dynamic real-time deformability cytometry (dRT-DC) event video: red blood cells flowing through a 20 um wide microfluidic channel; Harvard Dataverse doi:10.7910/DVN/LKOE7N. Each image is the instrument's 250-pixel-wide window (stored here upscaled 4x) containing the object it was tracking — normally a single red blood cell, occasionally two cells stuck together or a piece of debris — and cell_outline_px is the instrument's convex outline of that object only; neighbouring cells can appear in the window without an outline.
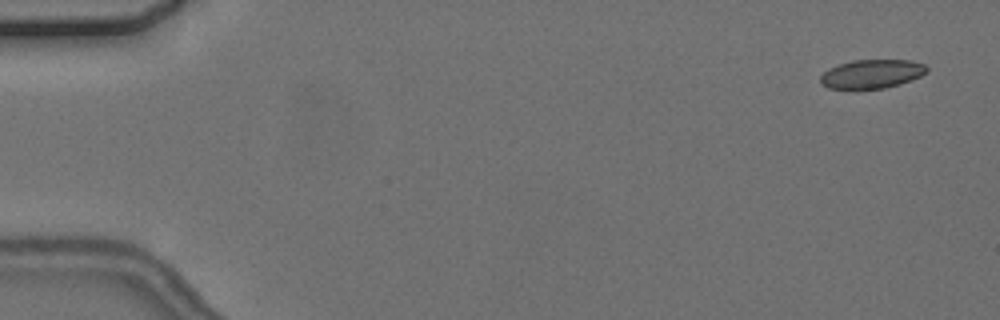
{"species": "common noctule bat (a hibernating species)", "species_latin": "Nyctalus noctula", "temperature_condition": "cold", "stored_images_in_passage": 5, "camera_frame_rate_fps": 3000, "um_per_image_px": 0.085, "animal": {"sex": "female", "body_mass_g": 24.6, "forearm_length_mm": 56.2}, "frame": {"image": 1, "passage_image": 1, "time_ms": 0.0, "image_size_px": [1000, 320], "cell_outline_px": [[928, 72], [912, 80], [900, 84], [884, 88], [828, 88], [820, 84], [820, 76], [828, 68], [852, 60], [912, 60], [924, 64], [928, 68]], "centroid_in_image_um": [74.12, 6.27], "position_along_channel_um": 10.9, "area_um2": 17.86}}